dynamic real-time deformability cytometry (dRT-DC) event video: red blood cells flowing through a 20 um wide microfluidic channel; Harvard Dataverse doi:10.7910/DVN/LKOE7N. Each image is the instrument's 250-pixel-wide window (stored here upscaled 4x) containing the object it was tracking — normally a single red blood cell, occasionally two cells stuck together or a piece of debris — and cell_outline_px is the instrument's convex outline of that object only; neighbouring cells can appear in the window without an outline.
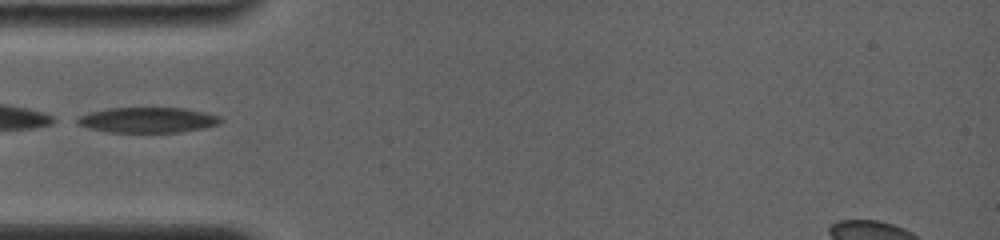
{"species": "common noctule bat (a hibernating species)", "species_latin": "Nyctalus noctula", "temperature_condition": "room temperature", "stored_images_in_passage": 1, "camera_frame_rate_fps": 4000, "um_per_image_px": 0.085, "animal": {"sex": "female", "body_mass_g": 19.0, "forearm_length_mm": 56.7}, "frame": {"image": 1, "passage_image": 1, "time_ms": 0.0, "image_size_px": [1000, 240], "cell_outline_px": [[224, 120], [220, 124], [204, 128], [180, 132], [108, 132], [88, 128], [76, 124], [72, 120], [88, 112], [108, 108], [184, 108], [204, 112], [220, 116]], "centroid_in_image_um": [12.53, 10.2], "position_along_channel_um": 72.5, "area_um2": 21.44}}